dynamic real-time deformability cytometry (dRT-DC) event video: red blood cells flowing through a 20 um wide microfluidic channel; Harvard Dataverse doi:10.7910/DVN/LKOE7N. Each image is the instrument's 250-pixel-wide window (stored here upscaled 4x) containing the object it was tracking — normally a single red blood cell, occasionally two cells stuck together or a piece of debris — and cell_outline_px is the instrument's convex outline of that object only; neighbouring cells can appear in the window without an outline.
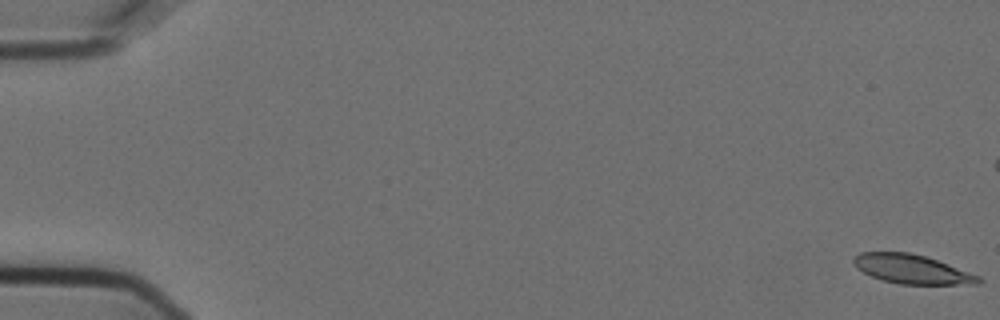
{"species": "Egyptian fruit bat (a non-hibernating species)", "species_latin": "Rousettus aegyptiacus", "temperature_condition": "cold", "stored_images_in_passage": 58, "camera_frame_rate_fps": 3000, "um_per_image_px": 0.085, "animal": {"sex": "female"}, "frame": {"image": 1, "passage_image": 1, "time_ms": 0.0, "image_size_px": [1000, 320], "cell_outline_px": [[984, 280], [980, 284], [900, 284], [884, 280], [872, 276], [856, 268], [852, 264], [852, 256], [860, 252], [908, 252], [924, 256], [936, 260], [980, 276]], "centroid_in_image_um": [77.48, 22.87], "position_along_channel_um": 7.5, "area_um2": 21.1}}
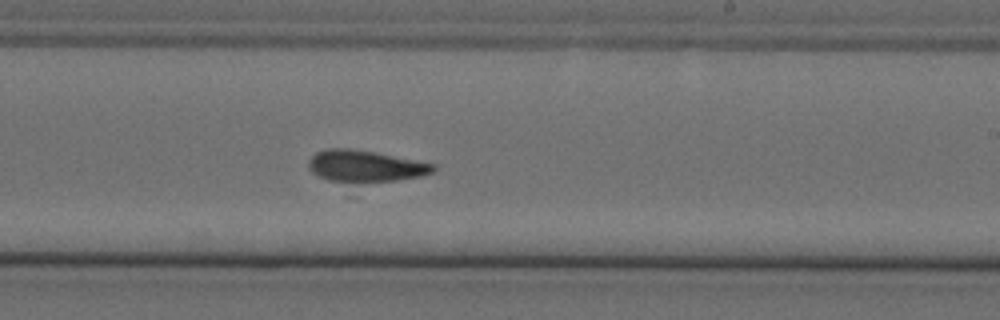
{"frame": {"image": 2, "passage_image": 35, "time_ms": 11.333, "image_size_px": [1000, 320], "cell_outline_px": [[436, 168], [432, 172], [420, 176], [396, 180], [328, 180], [316, 176], [308, 168], [308, 160], [316, 152], [328, 148], [348, 148], [372, 152], [436, 164]], "centroid_in_image_um": [31.0, 14.09], "position_along_channel_um": 258.0, "area_um2": 22.2}}
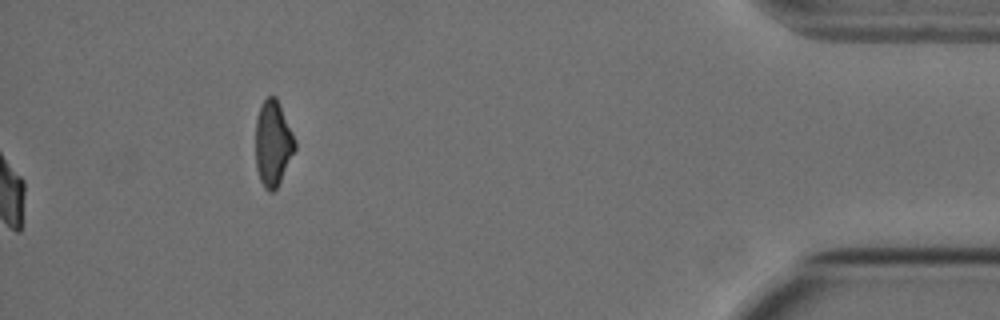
{"frame": {"image": 3, "passage_image": 58, "time_ms": 19.0, "image_size_px": [1000, 320], "cell_outline_px": [[296, 148], [276, 188], [272, 192], [268, 192], [264, 188], [260, 180], [256, 168], [256, 120], [260, 104], [268, 96], [276, 96], [296, 140]], "centroid_in_image_um": [23.19, 12.17], "position_along_channel_um": 412.0, "area_um2": 19.54}}